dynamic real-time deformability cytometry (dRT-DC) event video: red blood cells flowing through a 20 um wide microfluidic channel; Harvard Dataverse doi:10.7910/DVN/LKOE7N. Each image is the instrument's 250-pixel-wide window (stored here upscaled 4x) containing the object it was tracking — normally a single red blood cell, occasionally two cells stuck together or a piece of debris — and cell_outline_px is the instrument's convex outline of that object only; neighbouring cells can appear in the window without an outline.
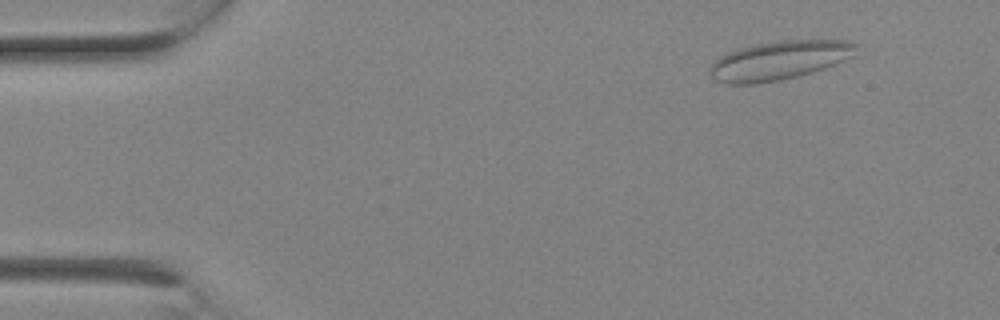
{"species": "Egyptian fruit bat (a non-hibernating species)", "species_latin": "Rousettus aegyptiacus", "temperature_condition": "room temperature", "stored_images_in_passage": 2, "camera_frame_rate_fps": 3000, "um_per_image_px": 0.085, "animal": {"sex": "female"}, "frame": {"image": 1, "passage_image": 1, "time_ms": 0.0, "image_size_px": [1000, 320], "cell_outline_px": [[860, 44], [852, 56], [844, 60], [824, 68], [800, 76], [780, 80], [756, 84], [728, 84], [712, 80], [708, 72], [708, 68], [720, 56], [728, 52], [740, 48], [756, 44], [784, 40], [844, 40]], "centroid_in_image_um": [66.2, 5.14], "position_along_channel_um": 18.8, "area_um2": 33.29}}